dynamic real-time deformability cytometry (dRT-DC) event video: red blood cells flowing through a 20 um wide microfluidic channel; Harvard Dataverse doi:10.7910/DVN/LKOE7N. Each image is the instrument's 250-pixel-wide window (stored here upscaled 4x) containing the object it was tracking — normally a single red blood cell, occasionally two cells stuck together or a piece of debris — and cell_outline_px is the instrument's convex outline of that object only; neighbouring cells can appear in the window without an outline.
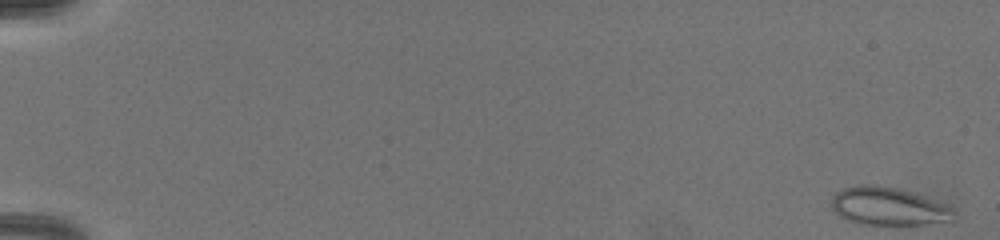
{"species": "common noctule bat (a hibernating species)", "species_latin": "Nyctalus noctula", "temperature_condition": "warm", "stored_images_in_passage": 34, "camera_frame_rate_fps": 3000, "um_per_image_px": 0.085, "animal": {"sex": "female", "body_mass_g": 19.5, "forearm_length_mm": 54.1}, "frame": {"image": 1, "passage_image": 1, "time_ms": 0.0, "image_size_px": [1000, 240], "cell_outline_px": [[952, 220], [924, 224], [856, 224], [840, 216], [832, 208], [832, 196], [836, 192], [844, 188], [860, 184], [876, 184], [896, 188], [944, 204], [952, 208]], "centroid_in_image_um": [75.42, 17.53], "position_along_channel_um": 9.6, "area_um2": 26.53}, "authors_computed_cell_mechanics": {"area_um2": 20.519, "velocity_mm_per_s": 4.0991, "shape_relaxation_time_tau1_ms": null, "shape_relaxation_time_tau2_ms": 0.8888, "deformation_change_tau1": null, "deformation_change_tau2": 0.0735}}